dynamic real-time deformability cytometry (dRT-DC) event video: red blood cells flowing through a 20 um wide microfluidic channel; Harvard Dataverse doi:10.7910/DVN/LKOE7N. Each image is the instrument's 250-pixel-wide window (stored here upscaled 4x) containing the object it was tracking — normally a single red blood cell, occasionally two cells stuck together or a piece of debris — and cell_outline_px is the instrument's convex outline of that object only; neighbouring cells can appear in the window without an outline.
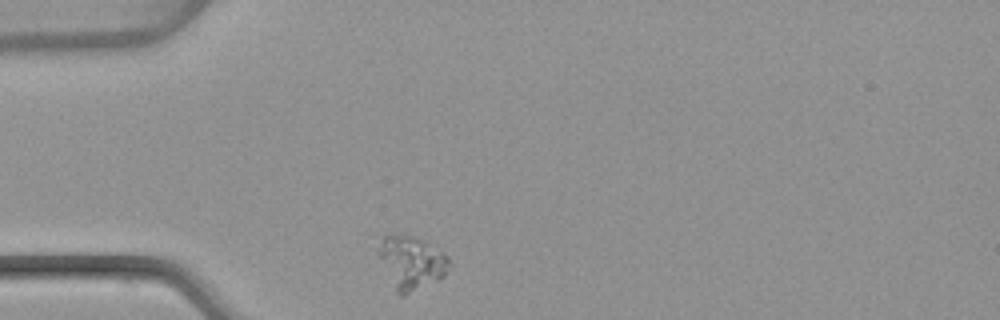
{"species": "common noctule bat (a hibernating species)", "species_latin": "Nyctalus noctula", "temperature_condition": "warm", "stored_images_in_passage": 30, "camera_frame_rate_fps": 3000, "um_per_image_px": 0.085, "animal": {"sex": "female", "body_mass_g": 22.7, "forearm_length_mm": 54.2}, "frame": {"image": 1, "passage_image": 1, "time_ms": 0.0, "image_size_px": [1000, 320], "cell_outline_px": [[452, 268], [444, 276], [404, 296], [400, 296], [396, 292], [376, 252], [376, 248], [380, 236], [412, 236], [424, 240], [448, 256], [452, 264]], "centroid_in_image_um": [34.96, 22.31], "position_along_channel_um": 50.0, "area_um2": 22.02}}
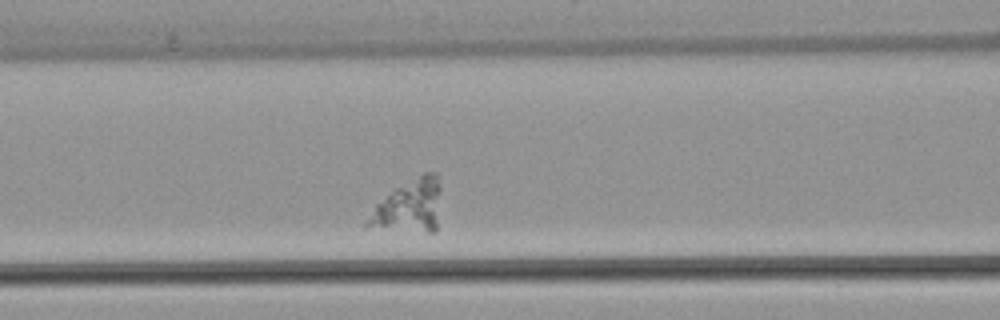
{"frame": {"image": 2, "passage_image": 9, "time_ms": 2.667, "image_size_px": [1000, 320], "cell_outline_px": [[440, 188], [436, 228], [432, 232], [428, 232], [364, 228], [364, 224], [376, 204], [396, 188], [424, 172], [436, 172], [440, 184]], "centroid_in_image_um": [34.76, 17.54], "position_along_channel_um": 131.8, "area_um2": 22.37}}
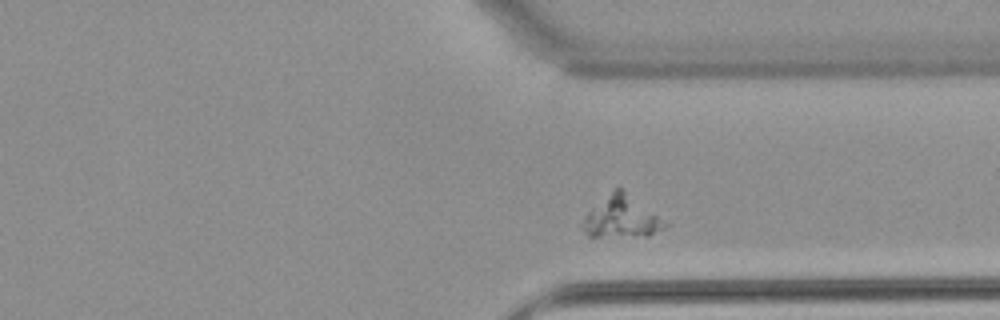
{"frame": {"image": 3, "passage_image": 27, "time_ms": 8.667, "image_size_px": [1000, 320], "cell_outline_px": [[668, 228], [648, 236], [588, 236], [584, 232], [580, 224], [584, 216], [588, 212], [616, 188], [624, 188], [668, 224]], "centroid_in_image_um": [52.85, 18.47], "position_along_channel_um": 358.6, "area_um2": 19.83}}